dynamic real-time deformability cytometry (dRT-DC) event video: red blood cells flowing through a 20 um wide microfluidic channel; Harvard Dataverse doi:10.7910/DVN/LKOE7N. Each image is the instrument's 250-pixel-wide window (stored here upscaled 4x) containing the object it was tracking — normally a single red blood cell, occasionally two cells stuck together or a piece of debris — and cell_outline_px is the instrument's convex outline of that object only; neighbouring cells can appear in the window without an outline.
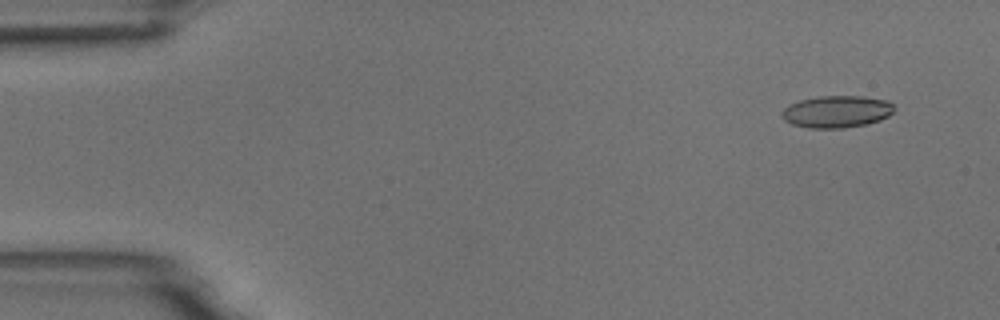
{"species": "common noctule bat (a hibernating species)", "species_latin": "Nyctalus noctula", "temperature_condition": "room temperature", "stored_images_in_passage": 4, "camera_frame_rate_fps": 3000, "um_per_image_px": 0.085, "animal": {"sex": "male", "body_mass_g": 18.8}, "frame": {"image": 1, "passage_image": 1, "time_ms": 0.0, "image_size_px": [1000, 320], "cell_outline_px": [[892, 112], [888, 116], [880, 120], [864, 124], [844, 128], [808, 128], [792, 124], [784, 120], [780, 112], [784, 108], [800, 100], [820, 96], [860, 96], [888, 100], [892, 104]], "centroid_in_image_um": [71.1, 9.49], "position_along_channel_um": 13.9, "area_um2": 20.81}}
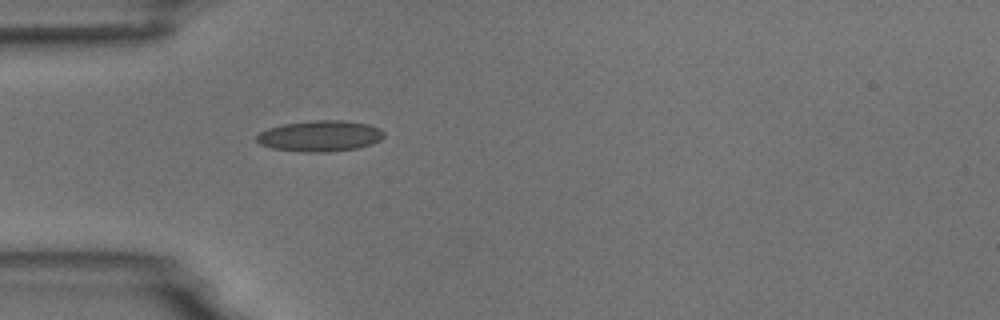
{"frame": {"image": 2, "passage_image": 4, "time_ms": 4.0, "image_size_px": [1000, 320], "cell_outline_px": [[384, 136], [380, 140], [372, 144], [356, 148], [328, 152], [300, 152], [272, 148], [260, 144], [256, 140], [256, 136], [260, 132], [268, 128], [284, 124], [316, 120], [344, 120], [368, 124], [380, 128], [384, 132]], "centroid_in_image_um": [27.21, 11.56], "position_along_channel_um": 57.8, "area_um2": 23.0}}